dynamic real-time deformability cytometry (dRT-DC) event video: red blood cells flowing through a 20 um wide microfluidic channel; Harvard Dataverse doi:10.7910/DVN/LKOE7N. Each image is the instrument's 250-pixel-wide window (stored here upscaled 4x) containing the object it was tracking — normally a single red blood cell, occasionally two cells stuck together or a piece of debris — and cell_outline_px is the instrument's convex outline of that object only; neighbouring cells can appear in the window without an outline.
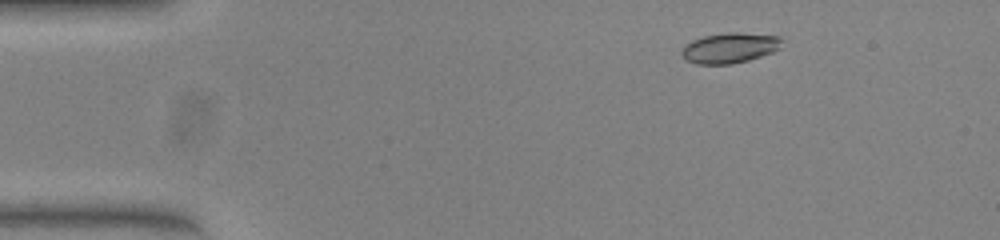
{"species": "common noctule bat (a hibernating species)", "species_latin": "Nyctalus noctula", "temperature_condition": "warm", "stored_images_in_passage": 52, "camera_frame_rate_fps": 3000, "um_per_image_px": 0.085, "animal": {"sex": "female", "body_mass_g": 23.0, "forearm_length_mm": 53.4}, "frame": {"image": 1, "passage_image": 6, "time_ms": 1.667, "image_size_px": [1000, 240], "cell_outline_px": [[780, 48], [772, 52], [748, 60], [732, 64], [696, 64], [688, 60], [680, 52], [692, 40], [704, 36], [728, 32], [740, 32], [780, 36]], "centroid_in_image_um": [62.04, 4.06], "position_along_channel_um": 23.0, "area_um2": 17.46}}
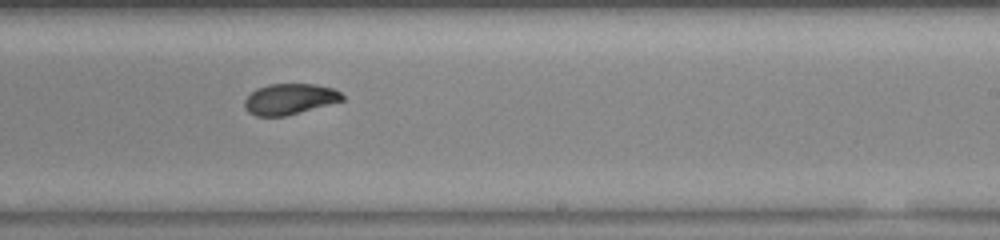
{"frame": {"image": 2, "passage_image": 31, "time_ms": 10.0, "image_size_px": [1000, 240], "cell_outline_px": [[344, 100], [284, 116], [256, 116], [248, 112], [244, 108], [244, 100], [256, 88], [268, 84], [316, 84], [332, 88], [340, 92], [344, 96]], "centroid_in_image_um": [24.59, 8.41], "position_along_channel_um": 264.4, "area_um2": 17.46}}
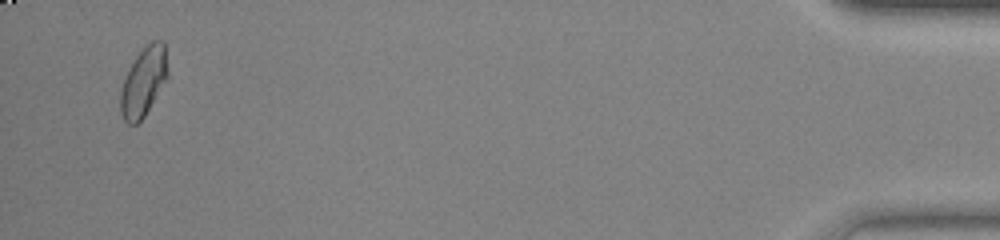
{"frame": {"image": 3, "passage_image": 50, "time_ms": 16.333, "image_size_px": [1000, 240], "cell_outline_px": [[168, 80], [144, 116], [136, 124], [128, 124], [124, 120], [120, 112], [120, 92], [124, 80], [136, 56], [152, 40], [164, 40], [168, 72]], "centroid_in_image_um": [12.23, 6.96], "position_along_channel_um": 423.0, "area_um2": 18.96}, "authors_computed_cell_mechanics": {"area_um2": 18.0625, "velocity_mm_per_s": 3.8553, "shape_relaxation_time_tau1_ms": 8.6671, "shape_relaxation_time_tau2_ms": 2.9005, "deformation_change_tau1": 0.2078, "deformation_change_tau2": 0.0627}}